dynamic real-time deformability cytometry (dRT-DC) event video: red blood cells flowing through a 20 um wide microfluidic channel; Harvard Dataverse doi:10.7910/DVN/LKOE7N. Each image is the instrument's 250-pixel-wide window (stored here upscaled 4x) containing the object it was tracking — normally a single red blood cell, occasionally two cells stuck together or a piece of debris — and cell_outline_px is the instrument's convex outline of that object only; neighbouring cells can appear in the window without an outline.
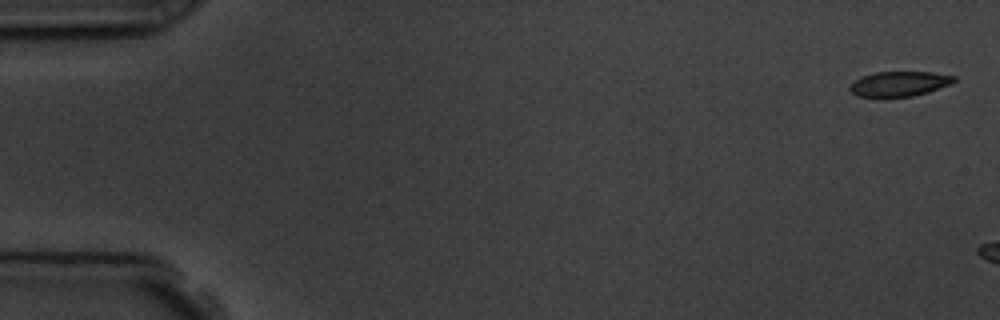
{"species": "common noctule bat (a hibernating species)", "species_latin": "Nyctalus noctula", "temperature_condition": "room temperature", "stored_images_in_passage": 4, "camera_frame_rate_fps": 3000, "um_per_image_px": 0.085, "animal": {"sex": "male", "body_mass_g": 19.5, "forearm_length_mm": 54.6}, "frame": {"image": 1, "passage_image": 1, "time_ms": 0.0, "image_size_px": [1000, 320], "cell_outline_px": [[956, 80], [948, 84], [928, 92], [912, 96], [884, 100], [856, 96], [848, 88], [856, 80], [864, 76], [876, 72], [932, 72], [956, 76]], "centroid_in_image_um": [76.39, 7.17], "position_along_channel_um": 8.6, "area_um2": 15.55}}